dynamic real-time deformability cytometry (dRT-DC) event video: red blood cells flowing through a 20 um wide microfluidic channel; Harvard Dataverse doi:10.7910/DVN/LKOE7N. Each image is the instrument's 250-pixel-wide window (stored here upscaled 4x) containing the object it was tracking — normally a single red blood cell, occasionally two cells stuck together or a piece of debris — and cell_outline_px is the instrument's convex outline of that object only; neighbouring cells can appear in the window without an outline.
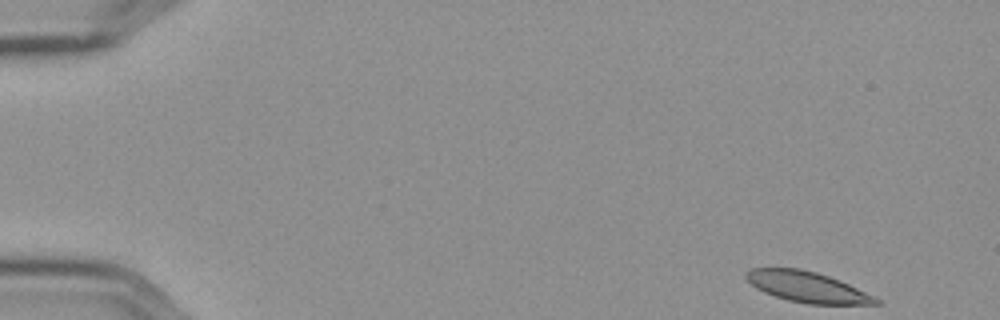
{"species": "Egyptian fruit bat (a non-hibernating species)", "species_latin": "Rousettus aegyptiacus", "temperature_condition": "cold", "stored_images_in_passage": 54, "camera_frame_rate_fps": 3000, "um_per_image_px": 0.085, "frame": {"image": 1, "passage_image": 1, "time_ms": 0.0, "image_size_px": [1000, 320], "cell_outline_px": [[880, 304], [808, 304], [788, 300], [764, 292], [756, 288], [744, 276], [744, 272], [752, 268], [800, 268], [816, 272], [840, 280], [880, 300]], "centroid_in_image_um": [68.57, 24.38], "position_along_channel_um": 16.4, "area_um2": 22.89}}
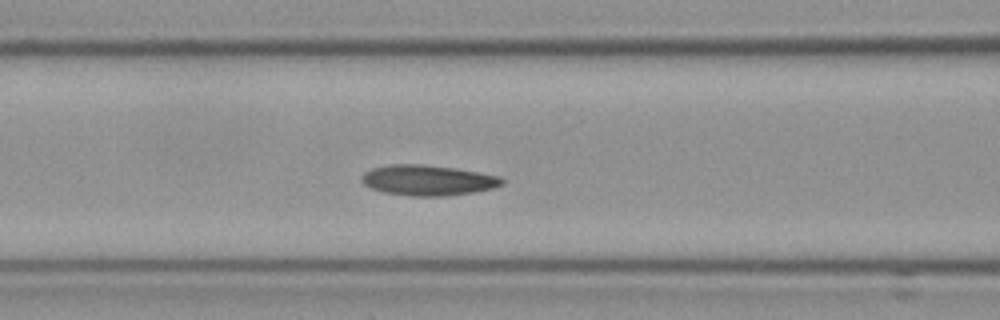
{"frame": {"image": 2, "passage_image": 21, "time_ms": 6.667, "image_size_px": [1000, 320], "cell_outline_px": [[504, 184], [492, 188], [472, 192], [440, 196], [412, 196], [384, 192], [372, 188], [364, 184], [360, 180], [360, 176], [364, 172], [372, 168], [392, 164], [420, 164], [456, 168], [500, 176], [504, 180]], "centroid_in_image_um": [36.35, 15.31], "position_along_channel_um": 130.3, "area_um2": 24.8}}
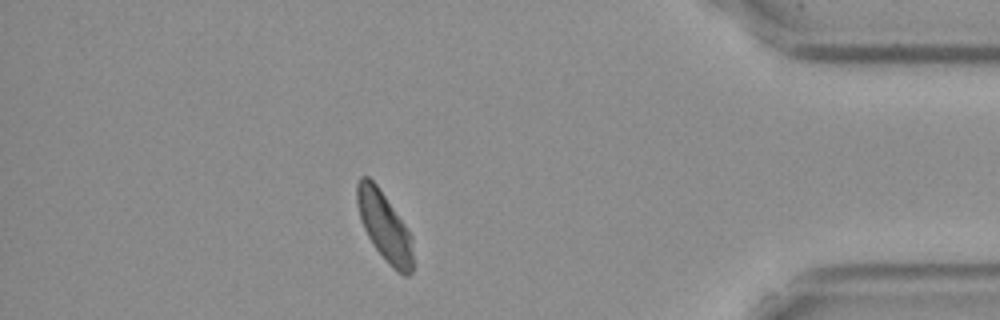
{"frame": {"image": 3, "passage_image": 47, "time_ms": 15.333, "image_size_px": [1000, 320], "cell_outline_px": [[412, 272], [408, 276], [404, 276], [392, 268], [388, 264], [372, 244], [364, 228], [356, 204], [356, 184], [360, 176], [368, 176], [376, 184], [404, 224], [412, 236]], "centroid_in_image_um": [32.66, 19.26], "position_along_channel_um": 402.5, "area_um2": 22.31}, "authors_computed_cell_mechanics": {"area_um2": 23.9581, "velocity_mm_per_s": 3.5542, "shape_relaxation_time_tau1_ms": 8.3316, "shape_relaxation_time_tau2_ms": 2.9467, "deformation_change_tau1": 0.1463, "deformation_change_tau2": 0.0849}}